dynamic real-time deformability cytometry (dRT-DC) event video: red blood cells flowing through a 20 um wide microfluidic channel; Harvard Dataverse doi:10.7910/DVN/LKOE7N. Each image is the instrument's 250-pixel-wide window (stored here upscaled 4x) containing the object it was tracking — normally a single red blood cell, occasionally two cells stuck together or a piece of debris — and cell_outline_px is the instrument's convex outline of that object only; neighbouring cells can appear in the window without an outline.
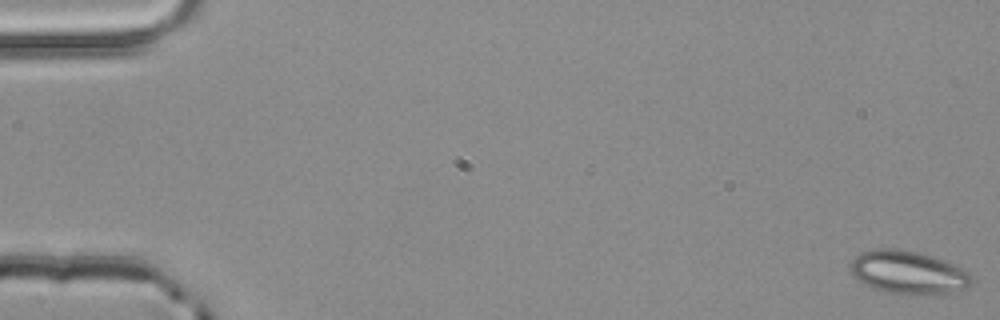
{"species": "common noctule bat (a hibernating species)", "species_latin": "Nyctalus noctula", "temperature_condition": "room temperature", "stored_images_in_passage": 3, "camera_frame_rate_fps": 3000, "um_per_image_px": 0.085, "animal": {"sex": "male", "body_mass_g": 20.4}, "frame": {"image": 1, "passage_image": 1, "time_ms": 0.0, "image_size_px": [1000, 320], "cell_outline_px": [[972, 284], [964, 288], [944, 296], [900, 296], [884, 292], [872, 288], [860, 280], [852, 272], [852, 260], [860, 252], [876, 248], [888, 248], [916, 252], [932, 256], [944, 260], [964, 268], [972, 276]], "centroid_in_image_um": [77.27, 23.21], "position_along_channel_um": 7.7, "area_um2": 31.15}}